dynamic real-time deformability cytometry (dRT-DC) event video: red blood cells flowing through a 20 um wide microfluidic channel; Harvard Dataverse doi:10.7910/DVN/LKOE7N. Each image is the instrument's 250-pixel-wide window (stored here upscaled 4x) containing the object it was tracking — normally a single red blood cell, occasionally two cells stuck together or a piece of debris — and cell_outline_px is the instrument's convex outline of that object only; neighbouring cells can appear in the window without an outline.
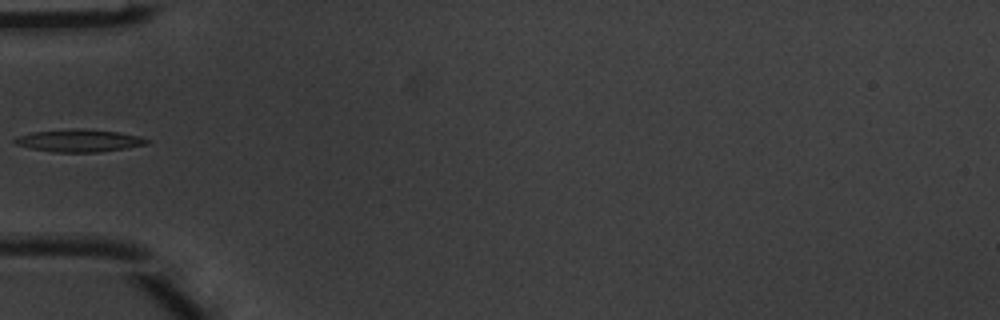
{"species": "common noctule bat (a hibernating species)", "species_latin": "Nyctalus noctula", "temperature_condition": "warm", "stored_images_in_passage": 5, "camera_frame_rate_fps": 3000, "um_per_image_px": 0.085, "animal": {"sex": "male", "body_mass_g": 20.1, "forearm_length_mm": 53.5}, "frame": {"image": 1, "passage_image": 5, "time_ms": 1.333, "image_size_px": [1000, 320], "cell_outline_px": [[152, 140], [148, 144], [100, 152], [52, 152], [32, 148], [16, 144], [12, 140], [16, 136], [32, 132], [76, 128], [120, 132], [140, 136]], "centroid_in_image_um": [6.74, 11.95], "position_along_channel_um": 78.3, "area_um2": 17.34}}